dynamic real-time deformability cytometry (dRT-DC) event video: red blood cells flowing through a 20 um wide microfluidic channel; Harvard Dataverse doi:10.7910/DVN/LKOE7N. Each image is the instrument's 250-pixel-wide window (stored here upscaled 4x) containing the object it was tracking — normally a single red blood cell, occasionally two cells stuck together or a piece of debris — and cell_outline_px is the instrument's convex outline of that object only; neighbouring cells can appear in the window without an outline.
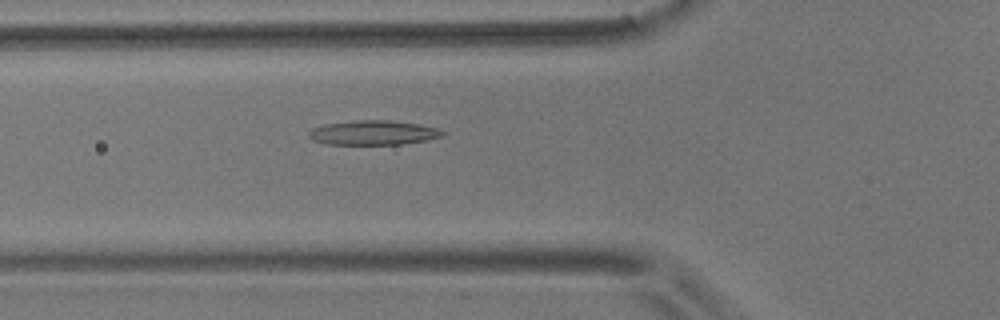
{"species": "common noctule bat (a hibernating species)", "species_latin": "Nyctalus noctula", "temperature_condition": "room temperature", "stored_images_in_passage": 38, "camera_frame_rate_fps": 3000, "um_per_image_px": 0.085, "animal": {"sex": "male", "body_mass_g": 17.9}, "frame": {"image": 1, "passage_image": 3, "time_ms": 0.667, "image_size_px": [1000, 320], "cell_outline_px": [[448, 132], [444, 136], [428, 140], [400, 144], [324, 144], [312, 140], [308, 136], [308, 132], [312, 128], [328, 124], [356, 120], [388, 120], [420, 124], [436, 128]], "centroid_in_image_um": [31.76, 11.28], "position_along_channel_um": 94.0, "area_um2": 19.13}}
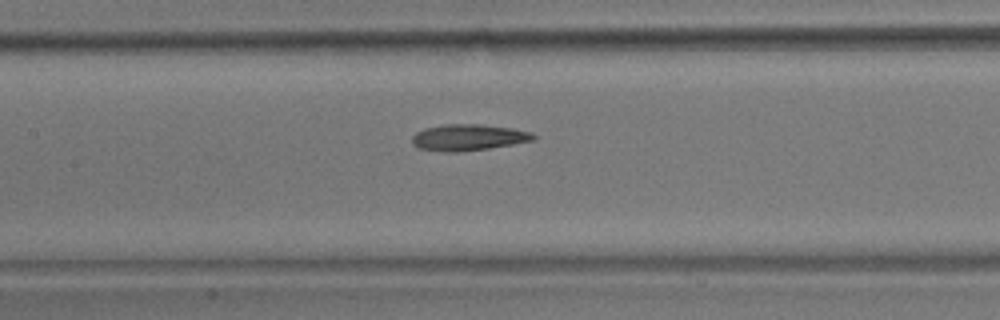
{"frame": {"image": 2, "passage_image": 9, "time_ms": 2.667, "image_size_px": [1000, 320], "cell_outline_px": [[536, 140], [488, 148], [456, 152], [444, 152], [416, 148], [412, 144], [412, 136], [416, 132], [424, 128], [444, 124], [480, 124], [512, 128], [532, 132], [536, 136]], "centroid_in_image_um": [39.78, 11.68], "position_along_channel_um": 167.6, "area_um2": 18.73}}
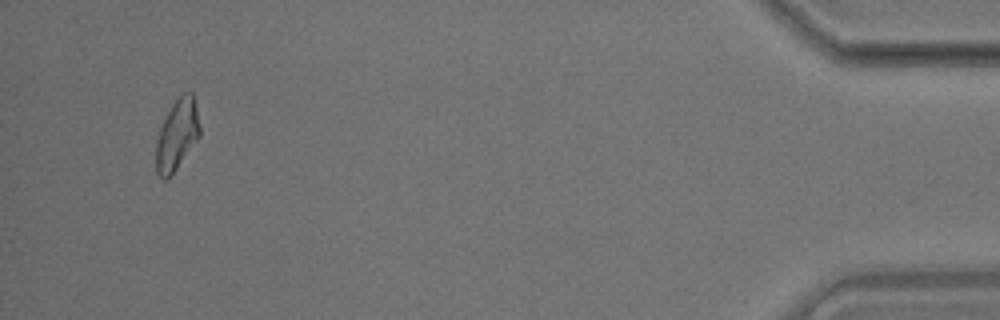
{"frame": {"image": 3, "passage_image": 36, "time_ms": 11.667, "image_size_px": [1000, 320], "cell_outline_px": [[200, 136], [168, 180], [164, 180], [156, 172], [156, 144], [160, 128], [172, 104], [184, 92], [192, 92], [200, 124]], "centroid_in_image_um": [15.05, 11.49], "position_along_channel_um": 420.2, "area_um2": 17.86}, "authors_computed_cell_mechanics": {"area_um2": 18.0336, "velocity_mm_per_s": 3.6426, "shape_relaxation_time_tau1_ms": null, "shape_relaxation_time_tau2_ms": 4.8419, "deformation_change_tau1": null, "deformation_change_tau2": 0.1394}}